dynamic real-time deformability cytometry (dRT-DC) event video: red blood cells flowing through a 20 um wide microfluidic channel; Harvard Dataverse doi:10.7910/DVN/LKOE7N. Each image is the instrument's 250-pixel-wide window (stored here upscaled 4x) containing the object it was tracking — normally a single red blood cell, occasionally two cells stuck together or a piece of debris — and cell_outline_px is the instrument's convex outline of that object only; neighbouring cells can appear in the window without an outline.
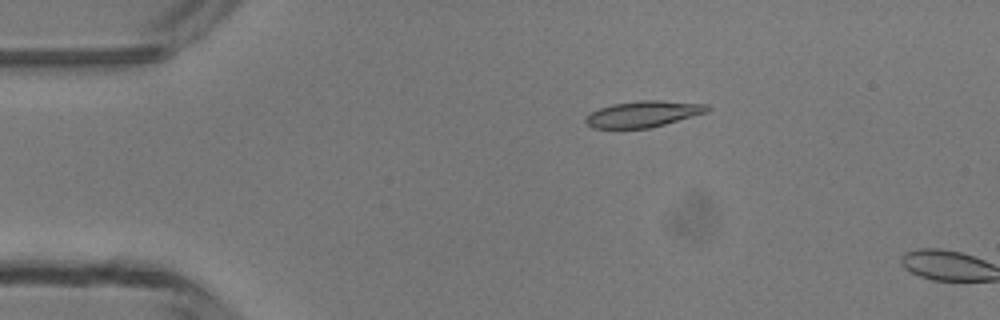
{"species": "common noctule bat (a hibernating species)", "species_latin": "Nyctalus noctula", "temperature_condition": "room temperature", "stored_images_in_passage": 4, "camera_frame_rate_fps": 3000, "um_per_image_px": 0.085, "animal": {"sex": "male", "body_mass_g": 13.3}, "frame": {"image": 1, "passage_image": 3, "time_ms": 2.333, "image_size_px": [1000, 320], "cell_outline_px": [[712, 108], [708, 112], [664, 124], [648, 128], [592, 128], [584, 120], [592, 112], [600, 108], [612, 104], [640, 100], [660, 100], [708, 104]], "centroid_in_image_um": [54.72, 9.68], "position_along_channel_um": 30.3, "area_um2": 18.44}}